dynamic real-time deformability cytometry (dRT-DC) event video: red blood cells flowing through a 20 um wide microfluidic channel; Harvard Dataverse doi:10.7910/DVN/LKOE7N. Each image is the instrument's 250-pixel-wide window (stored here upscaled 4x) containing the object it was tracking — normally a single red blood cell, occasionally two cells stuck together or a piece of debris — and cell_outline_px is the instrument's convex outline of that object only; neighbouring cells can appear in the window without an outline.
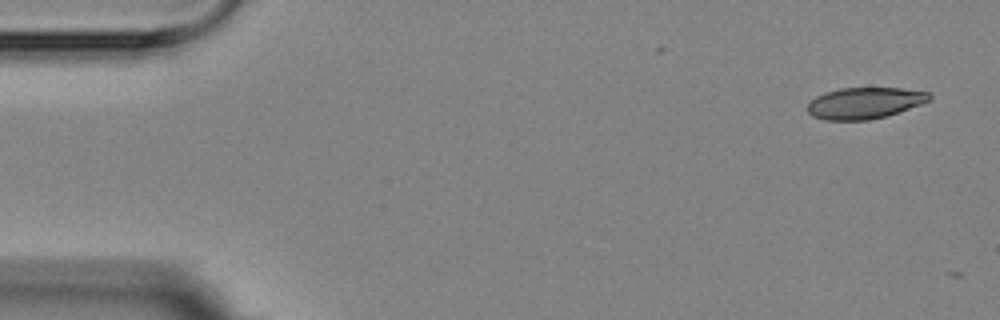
{"species": "Egyptian fruit bat (a non-hibernating species)", "species_latin": "Rousettus aegyptiacus", "temperature_condition": "room temperature", "stored_images_in_passage": 3, "camera_frame_rate_fps": 3000, "um_per_image_px": 0.085, "animal": {"sex": "female"}, "frame": {"image": 1, "passage_image": 1, "time_ms": 0.0, "image_size_px": [1000, 320], "cell_outline_px": [[932, 100], [888, 116], [868, 120], [824, 120], [812, 116], [808, 112], [808, 104], [816, 96], [824, 92], [840, 88], [900, 88], [928, 92], [932, 96]], "centroid_in_image_um": [73.5, 8.76], "position_along_channel_um": 11.5, "area_um2": 22.37}}